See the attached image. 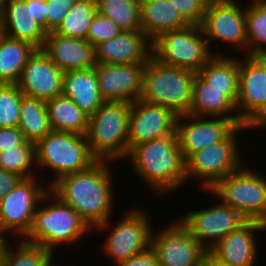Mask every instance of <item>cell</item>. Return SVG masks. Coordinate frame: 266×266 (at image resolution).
Wrapping results in <instances>:
<instances>
[{"mask_svg": "<svg viewBox=\"0 0 266 266\" xmlns=\"http://www.w3.org/2000/svg\"><path fill=\"white\" fill-rule=\"evenodd\" d=\"M234 0H210L208 2L201 29L210 42L221 41L229 47L241 49L248 55L245 7Z\"/></svg>", "mask_w": 266, "mask_h": 266, "instance_id": "cell-11", "label": "cell"}, {"mask_svg": "<svg viewBox=\"0 0 266 266\" xmlns=\"http://www.w3.org/2000/svg\"><path fill=\"white\" fill-rule=\"evenodd\" d=\"M146 63L100 64L94 67L104 101L133 103L142 93L143 70Z\"/></svg>", "mask_w": 266, "mask_h": 266, "instance_id": "cell-18", "label": "cell"}, {"mask_svg": "<svg viewBox=\"0 0 266 266\" xmlns=\"http://www.w3.org/2000/svg\"><path fill=\"white\" fill-rule=\"evenodd\" d=\"M36 166L47 167L55 176L50 187L60 177L83 171L98 159L92 154L86 135L52 130L35 143Z\"/></svg>", "mask_w": 266, "mask_h": 266, "instance_id": "cell-6", "label": "cell"}, {"mask_svg": "<svg viewBox=\"0 0 266 266\" xmlns=\"http://www.w3.org/2000/svg\"><path fill=\"white\" fill-rule=\"evenodd\" d=\"M42 51L63 72L94 68L97 65L95 46L87 39L47 33Z\"/></svg>", "mask_w": 266, "mask_h": 266, "instance_id": "cell-23", "label": "cell"}, {"mask_svg": "<svg viewBox=\"0 0 266 266\" xmlns=\"http://www.w3.org/2000/svg\"><path fill=\"white\" fill-rule=\"evenodd\" d=\"M131 103L105 101L89 116L86 138L92 154L98 160L126 159Z\"/></svg>", "mask_w": 266, "mask_h": 266, "instance_id": "cell-4", "label": "cell"}, {"mask_svg": "<svg viewBox=\"0 0 266 266\" xmlns=\"http://www.w3.org/2000/svg\"><path fill=\"white\" fill-rule=\"evenodd\" d=\"M255 171V172H253ZM256 170L242 166L215 182L208 190L224 206L237 210L246 220L266 224V179Z\"/></svg>", "mask_w": 266, "mask_h": 266, "instance_id": "cell-8", "label": "cell"}, {"mask_svg": "<svg viewBox=\"0 0 266 266\" xmlns=\"http://www.w3.org/2000/svg\"><path fill=\"white\" fill-rule=\"evenodd\" d=\"M38 183L35 177L22 179L0 200V233L11 230L22 239L28 234L36 208L49 201V187Z\"/></svg>", "mask_w": 266, "mask_h": 266, "instance_id": "cell-10", "label": "cell"}, {"mask_svg": "<svg viewBox=\"0 0 266 266\" xmlns=\"http://www.w3.org/2000/svg\"><path fill=\"white\" fill-rule=\"evenodd\" d=\"M4 0H0V9H1V5H2V2H3Z\"/></svg>", "mask_w": 266, "mask_h": 266, "instance_id": "cell-49", "label": "cell"}, {"mask_svg": "<svg viewBox=\"0 0 266 266\" xmlns=\"http://www.w3.org/2000/svg\"><path fill=\"white\" fill-rule=\"evenodd\" d=\"M253 129L246 124L238 125L224 140L192 154L186 162V177L200 179L202 187L208 189L215 183L239 170L243 166L240 146V131ZM238 134V135H237ZM238 136V137H237Z\"/></svg>", "mask_w": 266, "mask_h": 266, "instance_id": "cell-9", "label": "cell"}, {"mask_svg": "<svg viewBox=\"0 0 266 266\" xmlns=\"http://www.w3.org/2000/svg\"><path fill=\"white\" fill-rule=\"evenodd\" d=\"M96 62L100 64L146 63L152 56V41L138 31H122L110 40L95 46Z\"/></svg>", "mask_w": 266, "mask_h": 266, "instance_id": "cell-22", "label": "cell"}, {"mask_svg": "<svg viewBox=\"0 0 266 266\" xmlns=\"http://www.w3.org/2000/svg\"><path fill=\"white\" fill-rule=\"evenodd\" d=\"M163 228L151 235L159 266H199L207 258L208 251L178 219Z\"/></svg>", "mask_w": 266, "mask_h": 266, "instance_id": "cell-13", "label": "cell"}, {"mask_svg": "<svg viewBox=\"0 0 266 266\" xmlns=\"http://www.w3.org/2000/svg\"><path fill=\"white\" fill-rule=\"evenodd\" d=\"M178 115L171 109L136 100L131 103L128 126V152L136 145L176 134Z\"/></svg>", "mask_w": 266, "mask_h": 266, "instance_id": "cell-17", "label": "cell"}, {"mask_svg": "<svg viewBox=\"0 0 266 266\" xmlns=\"http://www.w3.org/2000/svg\"><path fill=\"white\" fill-rule=\"evenodd\" d=\"M63 74L42 49H37L16 84L24 95L46 101L62 94Z\"/></svg>", "mask_w": 266, "mask_h": 266, "instance_id": "cell-19", "label": "cell"}, {"mask_svg": "<svg viewBox=\"0 0 266 266\" xmlns=\"http://www.w3.org/2000/svg\"><path fill=\"white\" fill-rule=\"evenodd\" d=\"M213 266H230L216 260L209 252L206 258Z\"/></svg>", "mask_w": 266, "mask_h": 266, "instance_id": "cell-45", "label": "cell"}, {"mask_svg": "<svg viewBox=\"0 0 266 266\" xmlns=\"http://www.w3.org/2000/svg\"><path fill=\"white\" fill-rule=\"evenodd\" d=\"M97 12V5L77 0L55 33L64 37L86 39L89 26Z\"/></svg>", "mask_w": 266, "mask_h": 266, "instance_id": "cell-33", "label": "cell"}, {"mask_svg": "<svg viewBox=\"0 0 266 266\" xmlns=\"http://www.w3.org/2000/svg\"><path fill=\"white\" fill-rule=\"evenodd\" d=\"M6 234L0 233V266L3 264L4 256L7 250L8 244L10 242H7L6 240Z\"/></svg>", "mask_w": 266, "mask_h": 266, "instance_id": "cell-44", "label": "cell"}, {"mask_svg": "<svg viewBox=\"0 0 266 266\" xmlns=\"http://www.w3.org/2000/svg\"><path fill=\"white\" fill-rule=\"evenodd\" d=\"M48 200V206L36 208L32 227L23 240L55 253L58 244L79 241L92 229L71 206L50 190Z\"/></svg>", "mask_w": 266, "mask_h": 266, "instance_id": "cell-5", "label": "cell"}, {"mask_svg": "<svg viewBox=\"0 0 266 266\" xmlns=\"http://www.w3.org/2000/svg\"><path fill=\"white\" fill-rule=\"evenodd\" d=\"M266 231V224L247 220L237 230L223 237L210 251L216 260L230 266H254L257 244L254 232Z\"/></svg>", "mask_w": 266, "mask_h": 266, "instance_id": "cell-20", "label": "cell"}, {"mask_svg": "<svg viewBox=\"0 0 266 266\" xmlns=\"http://www.w3.org/2000/svg\"><path fill=\"white\" fill-rule=\"evenodd\" d=\"M120 29L111 19L97 12L87 32V40L94 46L119 35Z\"/></svg>", "mask_w": 266, "mask_h": 266, "instance_id": "cell-37", "label": "cell"}, {"mask_svg": "<svg viewBox=\"0 0 266 266\" xmlns=\"http://www.w3.org/2000/svg\"><path fill=\"white\" fill-rule=\"evenodd\" d=\"M97 9L123 31L142 30L140 0H100Z\"/></svg>", "mask_w": 266, "mask_h": 266, "instance_id": "cell-32", "label": "cell"}, {"mask_svg": "<svg viewBox=\"0 0 266 266\" xmlns=\"http://www.w3.org/2000/svg\"><path fill=\"white\" fill-rule=\"evenodd\" d=\"M237 126L232 118L189 114L178 116L176 135L184 160L213 143L221 142Z\"/></svg>", "mask_w": 266, "mask_h": 266, "instance_id": "cell-16", "label": "cell"}, {"mask_svg": "<svg viewBox=\"0 0 266 266\" xmlns=\"http://www.w3.org/2000/svg\"><path fill=\"white\" fill-rule=\"evenodd\" d=\"M188 25L169 0H140V26L151 41L165 31Z\"/></svg>", "mask_w": 266, "mask_h": 266, "instance_id": "cell-26", "label": "cell"}, {"mask_svg": "<svg viewBox=\"0 0 266 266\" xmlns=\"http://www.w3.org/2000/svg\"><path fill=\"white\" fill-rule=\"evenodd\" d=\"M209 48L201 26L188 25L161 33L152 41V56L168 66L197 73L215 53Z\"/></svg>", "mask_w": 266, "mask_h": 266, "instance_id": "cell-7", "label": "cell"}, {"mask_svg": "<svg viewBox=\"0 0 266 266\" xmlns=\"http://www.w3.org/2000/svg\"><path fill=\"white\" fill-rule=\"evenodd\" d=\"M32 12L34 19L44 28L47 33L46 0H32Z\"/></svg>", "mask_w": 266, "mask_h": 266, "instance_id": "cell-43", "label": "cell"}, {"mask_svg": "<svg viewBox=\"0 0 266 266\" xmlns=\"http://www.w3.org/2000/svg\"><path fill=\"white\" fill-rule=\"evenodd\" d=\"M18 128L26 140L34 143L52 131L44 100L22 96Z\"/></svg>", "mask_w": 266, "mask_h": 266, "instance_id": "cell-30", "label": "cell"}, {"mask_svg": "<svg viewBox=\"0 0 266 266\" xmlns=\"http://www.w3.org/2000/svg\"><path fill=\"white\" fill-rule=\"evenodd\" d=\"M195 72L160 63L153 56L143 70L140 100L173 110L178 116L189 113Z\"/></svg>", "mask_w": 266, "mask_h": 266, "instance_id": "cell-3", "label": "cell"}, {"mask_svg": "<svg viewBox=\"0 0 266 266\" xmlns=\"http://www.w3.org/2000/svg\"><path fill=\"white\" fill-rule=\"evenodd\" d=\"M35 143L26 140L22 145L0 152V168L18 174L23 179L36 177ZM34 174H33V173Z\"/></svg>", "mask_w": 266, "mask_h": 266, "instance_id": "cell-35", "label": "cell"}, {"mask_svg": "<svg viewBox=\"0 0 266 266\" xmlns=\"http://www.w3.org/2000/svg\"><path fill=\"white\" fill-rule=\"evenodd\" d=\"M22 179L18 174L0 168V200Z\"/></svg>", "mask_w": 266, "mask_h": 266, "instance_id": "cell-42", "label": "cell"}, {"mask_svg": "<svg viewBox=\"0 0 266 266\" xmlns=\"http://www.w3.org/2000/svg\"><path fill=\"white\" fill-rule=\"evenodd\" d=\"M238 91L211 88L196 74L192 103L188 114L192 116L232 118L238 125L245 124L239 118L236 110Z\"/></svg>", "mask_w": 266, "mask_h": 266, "instance_id": "cell-24", "label": "cell"}, {"mask_svg": "<svg viewBox=\"0 0 266 266\" xmlns=\"http://www.w3.org/2000/svg\"><path fill=\"white\" fill-rule=\"evenodd\" d=\"M36 50L28 42L0 33V84H16L24 66Z\"/></svg>", "mask_w": 266, "mask_h": 266, "instance_id": "cell-28", "label": "cell"}, {"mask_svg": "<svg viewBox=\"0 0 266 266\" xmlns=\"http://www.w3.org/2000/svg\"><path fill=\"white\" fill-rule=\"evenodd\" d=\"M180 218V223L207 251L247 221L237 210L220 202L205 209L186 212Z\"/></svg>", "mask_w": 266, "mask_h": 266, "instance_id": "cell-15", "label": "cell"}, {"mask_svg": "<svg viewBox=\"0 0 266 266\" xmlns=\"http://www.w3.org/2000/svg\"><path fill=\"white\" fill-rule=\"evenodd\" d=\"M62 94L69 97L88 116L105 102L101 96L95 68L65 71Z\"/></svg>", "mask_w": 266, "mask_h": 266, "instance_id": "cell-25", "label": "cell"}, {"mask_svg": "<svg viewBox=\"0 0 266 266\" xmlns=\"http://www.w3.org/2000/svg\"><path fill=\"white\" fill-rule=\"evenodd\" d=\"M107 160H98L86 170L60 177L49 190L71 206L92 229H109L114 203L112 172Z\"/></svg>", "mask_w": 266, "mask_h": 266, "instance_id": "cell-1", "label": "cell"}, {"mask_svg": "<svg viewBox=\"0 0 266 266\" xmlns=\"http://www.w3.org/2000/svg\"><path fill=\"white\" fill-rule=\"evenodd\" d=\"M77 0H46L47 33L55 32Z\"/></svg>", "mask_w": 266, "mask_h": 266, "instance_id": "cell-39", "label": "cell"}, {"mask_svg": "<svg viewBox=\"0 0 266 266\" xmlns=\"http://www.w3.org/2000/svg\"><path fill=\"white\" fill-rule=\"evenodd\" d=\"M210 0H169L189 25L200 26Z\"/></svg>", "mask_w": 266, "mask_h": 266, "instance_id": "cell-38", "label": "cell"}, {"mask_svg": "<svg viewBox=\"0 0 266 266\" xmlns=\"http://www.w3.org/2000/svg\"><path fill=\"white\" fill-rule=\"evenodd\" d=\"M263 127V129L266 127V116L262 119V121L255 127L256 129L257 128H262Z\"/></svg>", "mask_w": 266, "mask_h": 266, "instance_id": "cell-46", "label": "cell"}, {"mask_svg": "<svg viewBox=\"0 0 266 266\" xmlns=\"http://www.w3.org/2000/svg\"><path fill=\"white\" fill-rule=\"evenodd\" d=\"M34 17L32 0H4L0 9V33L42 49L47 33Z\"/></svg>", "mask_w": 266, "mask_h": 266, "instance_id": "cell-21", "label": "cell"}, {"mask_svg": "<svg viewBox=\"0 0 266 266\" xmlns=\"http://www.w3.org/2000/svg\"><path fill=\"white\" fill-rule=\"evenodd\" d=\"M19 239L16 251L10 245L7 247L1 266H52L55 263L52 262L55 253L51 250Z\"/></svg>", "mask_w": 266, "mask_h": 266, "instance_id": "cell-34", "label": "cell"}, {"mask_svg": "<svg viewBox=\"0 0 266 266\" xmlns=\"http://www.w3.org/2000/svg\"><path fill=\"white\" fill-rule=\"evenodd\" d=\"M241 109V110H240ZM239 118L253 129L266 116V56L239 58Z\"/></svg>", "mask_w": 266, "mask_h": 266, "instance_id": "cell-12", "label": "cell"}, {"mask_svg": "<svg viewBox=\"0 0 266 266\" xmlns=\"http://www.w3.org/2000/svg\"><path fill=\"white\" fill-rule=\"evenodd\" d=\"M251 2L245 8L248 54L266 56V0Z\"/></svg>", "mask_w": 266, "mask_h": 266, "instance_id": "cell-31", "label": "cell"}, {"mask_svg": "<svg viewBox=\"0 0 266 266\" xmlns=\"http://www.w3.org/2000/svg\"><path fill=\"white\" fill-rule=\"evenodd\" d=\"M115 266H159L155 251L149 247L134 257L118 263Z\"/></svg>", "mask_w": 266, "mask_h": 266, "instance_id": "cell-41", "label": "cell"}, {"mask_svg": "<svg viewBox=\"0 0 266 266\" xmlns=\"http://www.w3.org/2000/svg\"><path fill=\"white\" fill-rule=\"evenodd\" d=\"M199 266H213L207 259H205Z\"/></svg>", "mask_w": 266, "mask_h": 266, "instance_id": "cell-47", "label": "cell"}, {"mask_svg": "<svg viewBox=\"0 0 266 266\" xmlns=\"http://www.w3.org/2000/svg\"><path fill=\"white\" fill-rule=\"evenodd\" d=\"M79 1H85V2H90V3H93L95 5H98L100 0H79Z\"/></svg>", "mask_w": 266, "mask_h": 266, "instance_id": "cell-48", "label": "cell"}, {"mask_svg": "<svg viewBox=\"0 0 266 266\" xmlns=\"http://www.w3.org/2000/svg\"><path fill=\"white\" fill-rule=\"evenodd\" d=\"M26 139L18 127L0 128V152L22 145Z\"/></svg>", "mask_w": 266, "mask_h": 266, "instance_id": "cell-40", "label": "cell"}, {"mask_svg": "<svg viewBox=\"0 0 266 266\" xmlns=\"http://www.w3.org/2000/svg\"><path fill=\"white\" fill-rule=\"evenodd\" d=\"M197 75L216 90H239V58L214 55Z\"/></svg>", "mask_w": 266, "mask_h": 266, "instance_id": "cell-29", "label": "cell"}, {"mask_svg": "<svg viewBox=\"0 0 266 266\" xmlns=\"http://www.w3.org/2000/svg\"><path fill=\"white\" fill-rule=\"evenodd\" d=\"M23 95L17 84H0V128L18 127Z\"/></svg>", "mask_w": 266, "mask_h": 266, "instance_id": "cell-36", "label": "cell"}, {"mask_svg": "<svg viewBox=\"0 0 266 266\" xmlns=\"http://www.w3.org/2000/svg\"><path fill=\"white\" fill-rule=\"evenodd\" d=\"M126 158L131 161L135 174L161 195L176 191L188 182L186 162L176 134L136 145Z\"/></svg>", "mask_w": 266, "mask_h": 266, "instance_id": "cell-2", "label": "cell"}, {"mask_svg": "<svg viewBox=\"0 0 266 266\" xmlns=\"http://www.w3.org/2000/svg\"><path fill=\"white\" fill-rule=\"evenodd\" d=\"M130 210L126 211L124 217L114 226L103 245L102 250L113 259L115 265L151 246V219L146 211L138 207Z\"/></svg>", "mask_w": 266, "mask_h": 266, "instance_id": "cell-14", "label": "cell"}, {"mask_svg": "<svg viewBox=\"0 0 266 266\" xmlns=\"http://www.w3.org/2000/svg\"><path fill=\"white\" fill-rule=\"evenodd\" d=\"M52 130L86 135L89 116L63 94L45 101Z\"/></svg>", "mask_w": 266, "mask_h": 266, "instance_id": "cell-27", "label": "cell"}]
</instances>
